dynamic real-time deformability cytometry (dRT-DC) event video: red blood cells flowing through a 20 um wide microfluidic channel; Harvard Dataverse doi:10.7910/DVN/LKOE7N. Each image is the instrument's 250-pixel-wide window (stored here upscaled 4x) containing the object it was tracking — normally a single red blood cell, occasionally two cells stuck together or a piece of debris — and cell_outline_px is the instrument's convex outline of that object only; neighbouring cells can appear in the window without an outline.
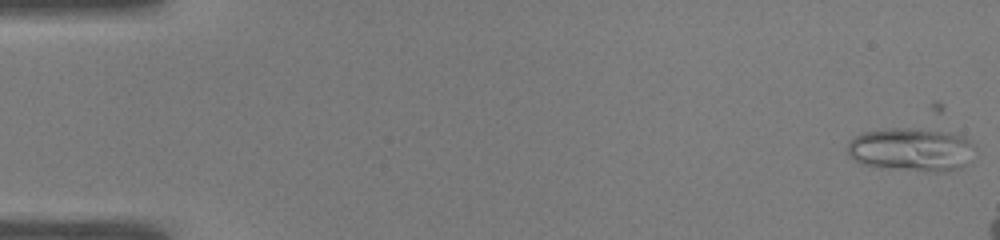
{"species": "common noctule bat (a hibernating species)", "species_latin": "Nyctalus noctula", "temperature_condition": "warm", "stored_images_in_passage": 12, "camera_frame_rate_fps": 3000, "um_per_image_px": 0.085, "animal": {"sex": "male", "body_mass_g": 19.0, "forearm_length_mm": 50.8}, "frame": {"image": 1, "passage_image": 3, "time_ms": 0.667, "image_size_px": [1000, 240], "cell_outline_px": [[976, 148], [964, 164], [960, 168], [944, 172], [924, 172], [888, 168], [868, 164], [856, 160], [848, 152], [848, 144], [860, 132], [892, 128], [940, 128], [964, 136]], "centroid_in_image_um": [77.53, 12.68], "position_along_channel_um": 7.5, "area_um2": 32.48}}